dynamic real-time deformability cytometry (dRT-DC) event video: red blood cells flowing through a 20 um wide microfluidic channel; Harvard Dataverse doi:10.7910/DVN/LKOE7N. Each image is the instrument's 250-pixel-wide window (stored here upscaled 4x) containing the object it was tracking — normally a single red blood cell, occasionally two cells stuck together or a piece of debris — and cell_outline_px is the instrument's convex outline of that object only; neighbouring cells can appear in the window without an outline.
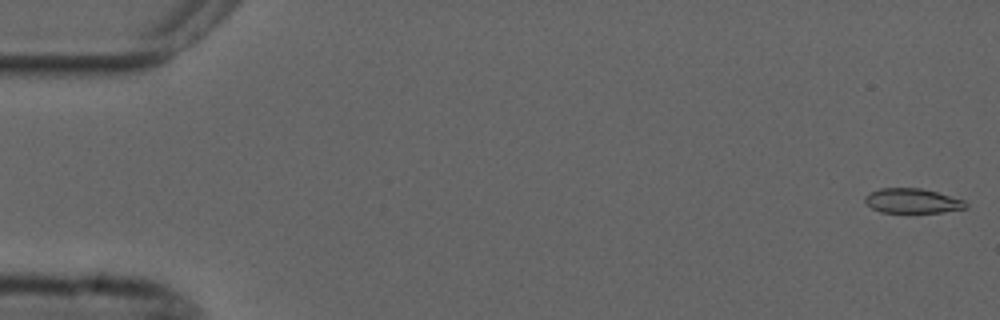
{"species": "common noctule bat (a hibernating species)", "species_latin": "Nyctalus noctula", "temperature_condition": "cold", "stored_images_in_passage": 55, "camera_frame_rate_fps": 3000, "um_per_image_px": 0.085, "animal": {"sex": "male", "forearm_length_mm": 52.5}, "frame": {"image": 1, "passage_image": 1, "time_ms": 0.0, "image_size_px": [1000, 320], "cell_outline_px": [[968, 208], [940, 212], [880, 212], [872, 208], [864, 200], [864, 196], [880, 188], [920, 188], [936, 192], [964, 200], [968, 204]], "centroid_in_image_um": [77.56, 17.07], "position_along_channel_um": 7.4, "area_um2": 14.33}}
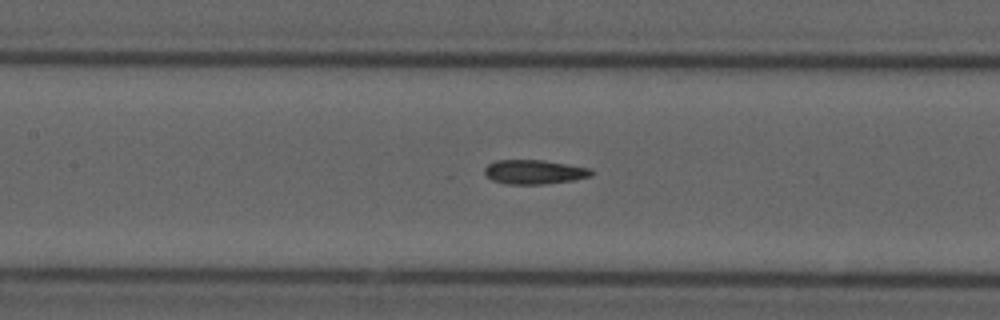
{"frame": {"image": 2, "passage_image": 25, "time_ms": 8.0, "image_size_px": [1000, 320], "cell_outline_px": [[596, 172], [592, 176], [576, 180], [544, 184], [508, 184], [492, 180], [484, 172], [484, 168], [488, 164], [496, 160], [544, 160], [592, 168]], "centroid_in_image_um": [45.49, 14.61], "position_along_channel_um": 161.9, "area_um2": 15.32}}
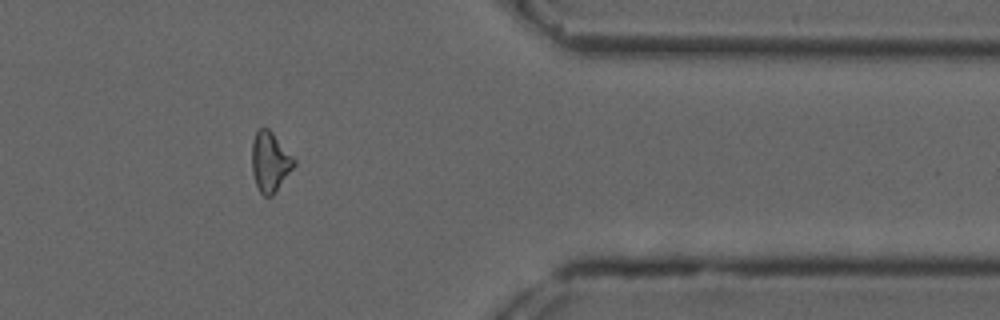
{"frame": {"image": 3, "passage_image": 45, "time_ms": 14.667, "image_size_px": [1000, 320], "cell_outline_px": [[296, 164], [272, 196], [264, 196], [260, 192], [256, 184], [252, 172], [252, 140], [256, 132], [260, 128], [268, 128], [272, 132], [296, 160]], "centroid_in_image_um": [22.95, 13.75], "position_along_channel_um": 388.5, "area_um2": 14.57}, "authors_computed_cell_mechanics": {"area_um2": 15.0858, "velocity_mm_per_s": 3.7012, "shape_relaxation_time_tau1_ms": null, "shape_relaxation_time_tau2_ms": 3.6525, "deformation_change_tau1": null, "deformation_change_tau2": 0.126}}